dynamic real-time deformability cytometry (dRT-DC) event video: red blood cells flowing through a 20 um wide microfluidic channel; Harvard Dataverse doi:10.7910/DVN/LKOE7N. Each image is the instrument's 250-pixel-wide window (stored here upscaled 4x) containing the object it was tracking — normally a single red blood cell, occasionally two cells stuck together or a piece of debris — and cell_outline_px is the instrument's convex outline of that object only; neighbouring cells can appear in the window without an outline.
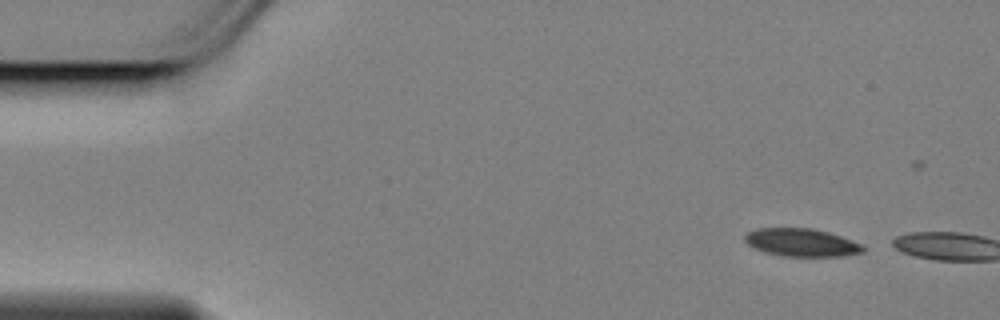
{"species": "Egyptian fruit bat (a non-hibernating species)", "species_latin": "Rousettus aegyptiacus", "temperature_condition": "cold", "stored_images_in_passage": 3, "camera_frame_rate_fps": 3000, "um_per_image_px": 0.085, "animal": {"sex": "female"}, "frame": {"image": 1, "passage_image": 1, "time_ms": 0.0, "image_size_px": [1000, 320], "cell_outline_px": [[864, 252], [840, 256], [784, 256], [764, 252], [748, 244], [744, 240], [744, 236], [748, 232], [756, 228], [812, 228], [828, 232], [840, 236], [860, 244], [864, 248]], "centroid_in_image_um": [68.09, 20.61], "position_along_channel_um": 16.9, "area_um2": 19.02}}